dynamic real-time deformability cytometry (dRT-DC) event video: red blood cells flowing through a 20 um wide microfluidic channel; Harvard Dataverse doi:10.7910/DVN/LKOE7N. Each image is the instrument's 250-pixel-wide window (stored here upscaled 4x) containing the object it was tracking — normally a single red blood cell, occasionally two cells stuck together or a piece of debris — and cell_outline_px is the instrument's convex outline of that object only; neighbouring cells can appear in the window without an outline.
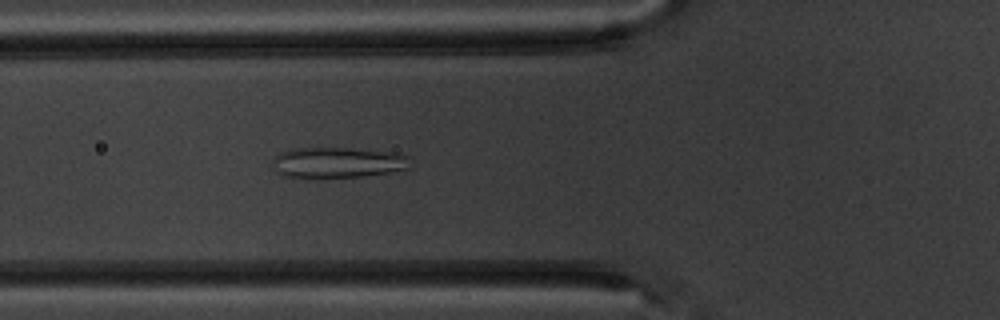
{"species": "common noctule bat (a hibernating species)", "species_latin": "Nyctalus noctula", "temperature_condition": "warm", "stored_images_in_passage": 5, "camera_frame_rate_fps": 3000, "um_per_image_px": 0.085, "animal": {"sex": "male", "body_mass_g": 20.1, "forearm_length_mm": 53.5}, "frame": {"image": 1, "passage_image": 5, "time_ms": 5.667, "image_size_px": [1000, 320], "cell_outline_px": [[412, 168], [392, 172], [360, 176], [320, 180], [304, 180], [284, 176], [276, 172], [272, 168], [272, 164], [276, 156], [280, 152], [296, 148], [352, 148], [388, 152], [408, 156]], "centroid_in_image_um": [28.63, 13.86], "position_along_channel_um": 97.2, "area_um2": 25.49}}